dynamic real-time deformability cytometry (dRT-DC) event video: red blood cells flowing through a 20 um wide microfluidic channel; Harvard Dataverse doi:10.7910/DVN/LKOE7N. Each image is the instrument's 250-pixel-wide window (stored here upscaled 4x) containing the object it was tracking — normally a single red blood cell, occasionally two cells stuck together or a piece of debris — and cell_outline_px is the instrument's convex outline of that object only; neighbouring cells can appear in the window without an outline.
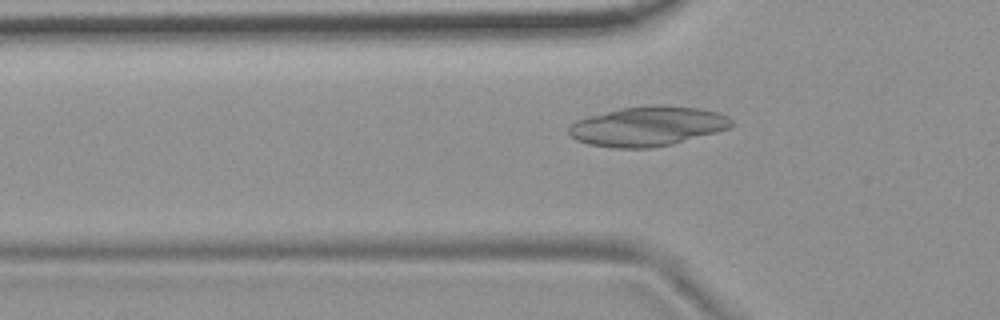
{"species": "common noctule bat (a hibernating species)", "species_latin": "Nyctalus noctula", "temperature_condition": "room temperature", "stored_images_in_passage": 44, "camera_frame_rate_fps": 3000, "um_per_image_px": 0.085, "animal": {"sex": "female", "body_mass_g": 19.9}, "frame": {"image": 1, "passage_image": 8, "time_ms": 2.333, "image_size_px": [1000, 320], "cell_outline_px": [[732, 124], [728, 128], [716, 132], [672, 144], [652, 148], [612, 148], [588, 144], [576, 140], [568, 132], [568, 128], [576, 120], [588, 116], [620, 108], [652, 104], [660, 104], [700, 108], [716, 112], [728, 116], [732, 120]], "centroid_in_image_um": [55.03, 10.72], "position_along_channel_um": 70.8, "area_um2": 37.69}}
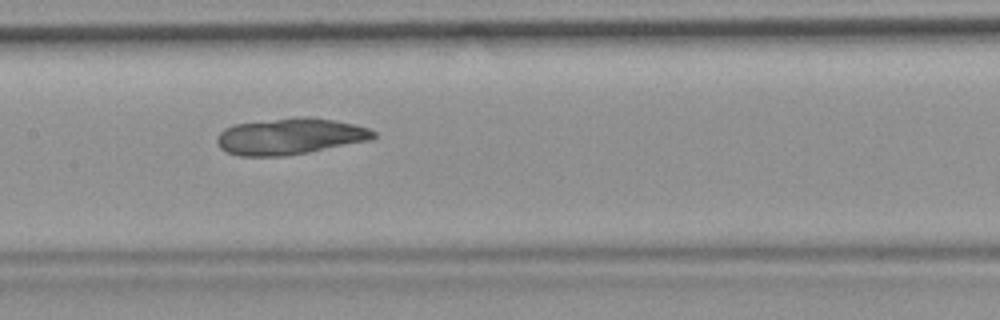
{"frame": {"image": 2, "passage_image": 17, "time_ms": 5.333, "image_size_px": [1000, 320], "cell_outline_px": [[376, 136], [372, 140], [308, 152], [284, 156], [240, 156], [228, 152], [220, 148], [216, 140], [216, 136], [224, 128], [232, 124], [300, 116], [304, 116], [332, 120], [352, 124], [368, 128], [376, 132]], "centroid_in_image_um": [24.63, 11.59], "position_along_channel_um": 182.8, "area_um2": 33.18}}
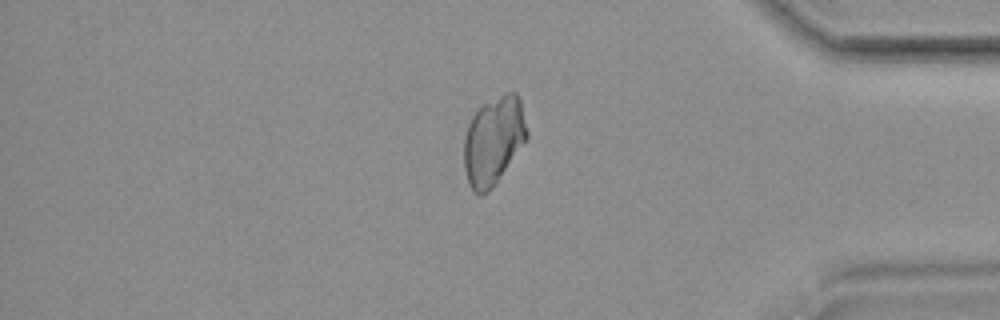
{"frame": {"image": 3, "passage_image": 36, "time_ms": 11.667, "image_size_px": [1000, 320], "cell_outline_px": [[528, 136], [496, 184], [492, 188], [480, 196], [472, 192], [468, 184], [464, 168], [464, 136], [468, 124], [472, 116], [484, 104], [504, 92], [516, 92], [520, 96], [528, 132]], "centroid_in_image_um": [41.94, 11.96], "position_along_channel_um": 393.3, "area_um2": 32.54}}